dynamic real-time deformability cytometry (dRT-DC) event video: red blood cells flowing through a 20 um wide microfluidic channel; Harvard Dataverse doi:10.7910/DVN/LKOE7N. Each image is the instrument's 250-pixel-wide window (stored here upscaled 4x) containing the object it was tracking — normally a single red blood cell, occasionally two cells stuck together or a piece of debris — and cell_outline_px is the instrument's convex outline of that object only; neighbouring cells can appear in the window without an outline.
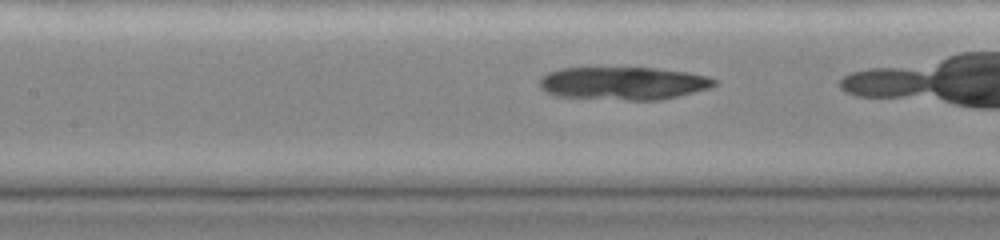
{"species": "common noctule bat (a hibernating species)", "species_latin": "Nyctalus noctula", "temperature_condition": "cold", "stored_images_in_passage": 37, "camera_frame_rate_fps": 3000, "um_per_image_px": 0.085, "animal": {"sex": "female", "body_mass_g": 19.0, "forearm_length_mm": 51.5}, "frame": {"image": 1, "passage_image": 17, "time_ms": 5.333, "image_size_px": [1000, 240], "cell_outline_px": [[720, 80], [716, 84], [708, 88], [660, 100], [628, 100], [556, 96], [544, 92], [540, 88], [540, 76], [548, 72], [560, 68], [656, 68], [688, 72], [708, 76]], "centroid_in_image_um": [52.96, 7.07], "position_along_channel_um": 154.4, "area_um2": 33.64}}
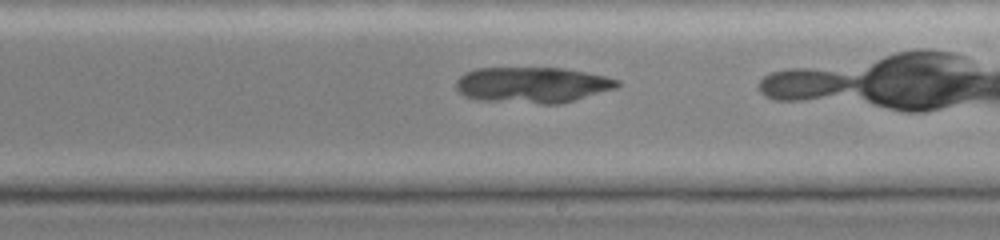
{"frame": {"image": 2, "passage_image": 24, "time_ms": 7.667, "image_size_px": [1000, 240], "cell_outline_px": [[620, 84], [616, 88], [560, 104], [540, 104], [480, 100], [464, 96], [456, 88], [456, 80], [464, 72], [476, 68], [560, 68], [584, 72], [604, 76], [620, 80]], "centroid_in_image_um": [45.22, 7.22], "position_along_channel_um": 243.8, "area_um2": 33.64}}
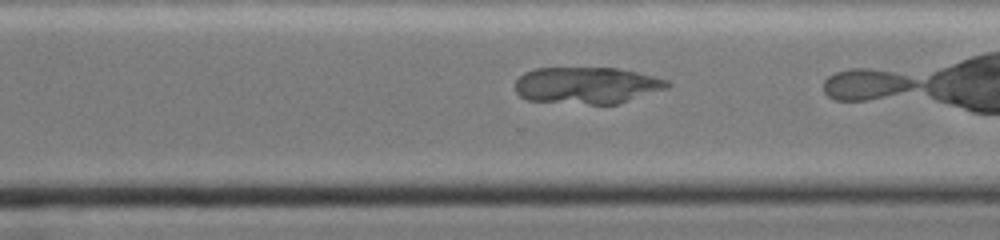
{"frame": {"image": 3, "passage_image": 30, "time_ms": 9.667, "image_size_px": [1000, 240], "cell_outline_px": [[672, 84], [668, 88], [616, 104], [588, 104], [528, 100], [520, 96], [516, 92], [516, 80], [524, 72], [536, 68], [620, 68], [668, 80]], "centroid_in_image_um": [49.89, 7.25], "position_along_channel_um": 320.7, "area_um2": 32.43}}